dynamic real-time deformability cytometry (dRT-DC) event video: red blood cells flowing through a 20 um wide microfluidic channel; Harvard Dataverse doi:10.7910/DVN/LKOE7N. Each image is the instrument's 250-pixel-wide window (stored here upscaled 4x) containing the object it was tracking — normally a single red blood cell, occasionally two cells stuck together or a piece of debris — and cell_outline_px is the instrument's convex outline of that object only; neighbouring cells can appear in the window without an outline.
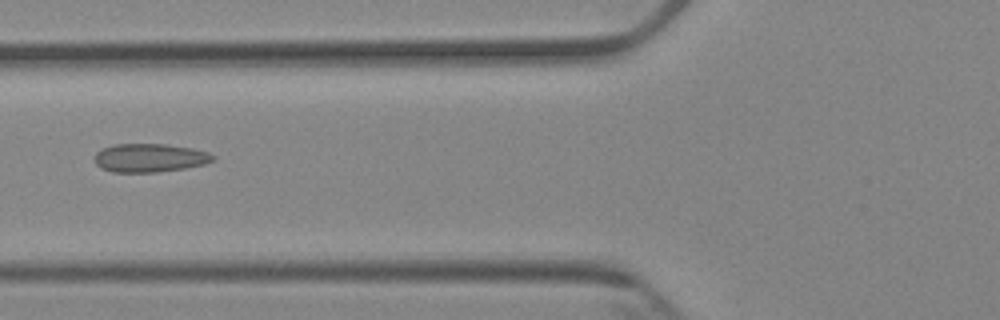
{"species": "Egyptian fruit bat (a non-hibernating species)", "species_latin": "Rousettus aegyptiacus", "temperature_condition": "cold", "stored_images_in_passage": 10, "camera_frame_rate_fps": 3000, "um_per_image_px": 0.085, "animal": {"sex": "female"}, "frame": {"image": 1, "passage_image": 6, "time_ms": 6.0, "image_size_px": [1000, 320], "cell_outline_px": [[216, 156], [212, 160], [204, 164], [184, 168], [156, 172], [112, 172], [100, 168], [96, 164], [96, 152], [104, 148], [116, 144], [164, 144], [192, 148], [208, 152]], "centroid_in_image_um": [12.72, 13.42], "position_along_channel_um": 113.1, "area_um2": 19.48}}
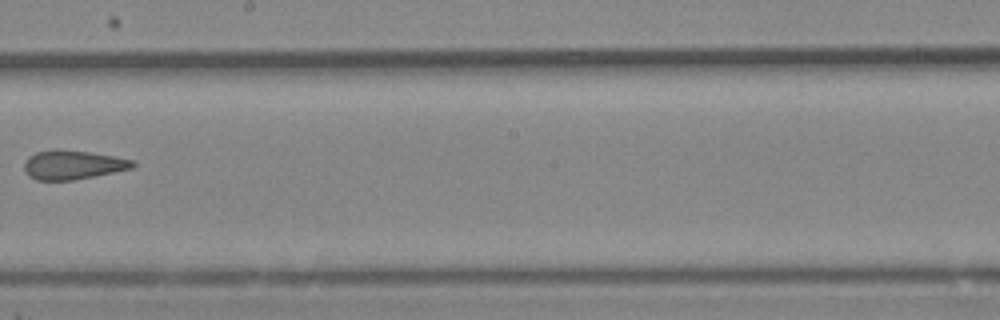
{"frame": {"image": 2, "passage_image": 9, "time_ms": 9.333, "image_size_px": [1000, 320], "cell_outline_px": [[136, 164], [132, 168], [72, 180], [36, 180], [28, 176], [24, 168], [24, 164], [28, 156], [36, 152], [52, 148], [56, 148], [92, 152], [116, 156], [136, 160]], "centroid_in_image_um": [6.18, 13.98], "position_along_channel_um": 242.0, "area_um2": 18.61}}
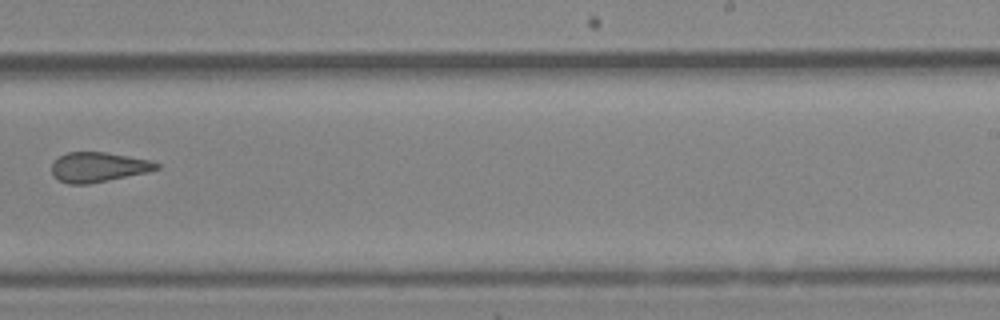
{"frame": {"image": 3, "passage_image": 10, "time_ms": 10.333, "image_size_px": [1000, 320], "cell_outline_px": [[160, 168], [148, 172], [88, 184], [68, 184], [60, 180], [52, 172], [52, 164], [60, 156], [68, 152], [104, 152], [128, 156], [148, 160], [160, 164]], "centroid_in_image_um": [8.37, 14.2], "position_along_channel_um": 280.6, "area_um2": 17.92}}